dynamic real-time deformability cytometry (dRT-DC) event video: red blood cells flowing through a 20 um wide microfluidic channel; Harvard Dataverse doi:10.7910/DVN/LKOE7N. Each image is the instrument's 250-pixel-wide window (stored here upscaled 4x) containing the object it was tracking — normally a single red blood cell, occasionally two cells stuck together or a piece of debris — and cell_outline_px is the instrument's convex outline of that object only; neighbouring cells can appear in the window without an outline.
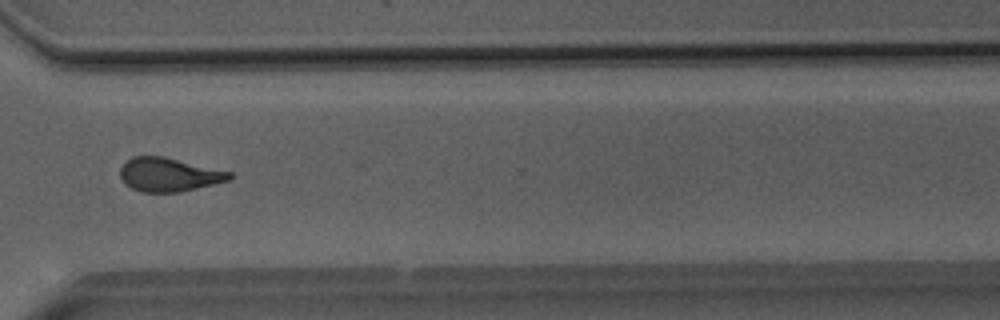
{"species": "Egyptian fruit bat (a non-hibernating species)", "species_latin": "Rousettus aegyptiacus", "temperature_condition": "room temperature", "stored_images_in_passage": 49, "camera_frame_rate_fps": 3000, "um_per_image_px": 0.085, "animal": {"sex": "male"}, "frame": {"image": 1, "passage_image": 38, "time_ms": 12.333, "image_size_px": [1000, 320], "cell_outline_px": [[232, 176], [228, 180], [180, 192], [140, 192], [124, 184], [120, 180], [120, 168], [132, 156], [164, 156], [232, 172]], "centroid_in_image_um": [14.31, 14.84], "position_along_channel_um": 356.3, "area_um2": 21.44}}
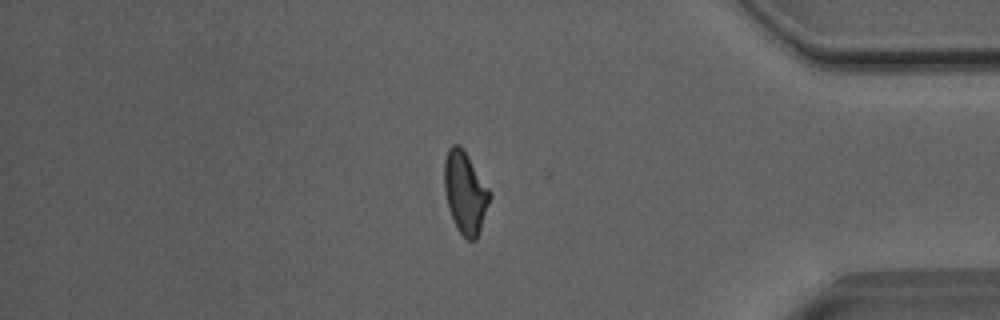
{"frame": {"image": 2, "passage_image": 43, "time_ms": 14.0, "image_size_px": [1000, 320], "cell_outline_px": [[492, 196], [480, 232], [476, 240], [468, 240], [456, 228], [448, 208], [444, 192], [444, 160], [448, 148], [452, 144], [460, 144], [464, 148], [492, 192]], "centroid_in_image_um": [39.55, 16.34], "position_along_channel_um": 395.6, "area_um2": 22.31}}